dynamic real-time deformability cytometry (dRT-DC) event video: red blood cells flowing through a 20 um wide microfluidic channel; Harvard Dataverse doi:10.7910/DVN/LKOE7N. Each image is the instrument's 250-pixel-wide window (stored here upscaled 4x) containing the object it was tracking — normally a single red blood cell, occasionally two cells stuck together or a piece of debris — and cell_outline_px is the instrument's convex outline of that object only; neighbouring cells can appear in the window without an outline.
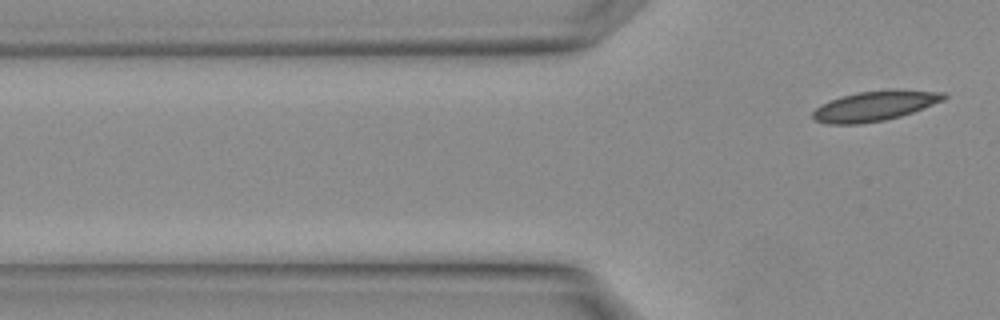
{"species": "Egyptian fruit bat (a non-hibernating species)", "species_latin": "Rousettus aegyptiacus", "temperature_condition": "warm", "stored_images_in_passage": 4, "camera_frame_rate_fps": 3000, "um_per_image_px": 0.085, "animal": {"sex": "female"}, "frame": {"image": 1, "passage_image": 4, "time_ms": 1.0, "image_size_px": [1000, 320], "cell_outline_px": [[948, 96], [944, 100], [912, 112], [900, 116], [884, 120], [860, 124], [828, 124], [816, 120], [812, 116], [812, 112], [816, 108], [832, 100], [844, 96], [860, 92], [944, 92]], "centroid_in_image_um": [74.3, 9.06], "position_along_channel_um": 51.5, "area_um2": 21.56}}